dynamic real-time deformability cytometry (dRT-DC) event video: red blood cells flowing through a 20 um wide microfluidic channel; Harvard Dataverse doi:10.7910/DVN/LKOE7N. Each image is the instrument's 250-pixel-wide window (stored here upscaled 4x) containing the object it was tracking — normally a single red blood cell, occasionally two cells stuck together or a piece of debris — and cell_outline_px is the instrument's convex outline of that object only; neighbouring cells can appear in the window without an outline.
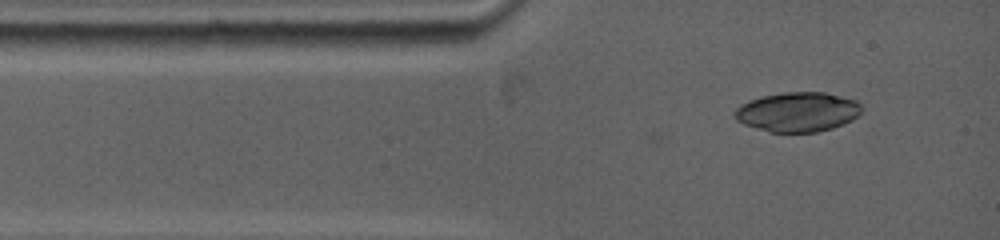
{"species": "common noctule bat (a hibernating species)", "species_latin": "Nyctalus noctula", "temperature_condition": "warm", "stored_images_in_passage": 28, "camera_frame_rate_fps": 5000, "um_per_image_px": 0.085, "animal": {"sex": "female", "body_mass_g": 19.0, "forearm_length_mm": 53.3}, "frame": {"image": 1, "passage_image": 1, "time_ms": 0.0, "image_size_px": [1000, 240], "cell_outline_px": [[860, 112], [852, 120], [844, 124], [832, 128], [816, 132], [768, 132], [744, 124], [736, 120], [736, 108], [740, 104], [748, 100], [760, 96], [784, 92], [824, 92], [856, 100], [860, 104]], "centroid_in_image_um": [67.78, 9.51], "position_along_channel_um": 17.2, "area_um2": 29.25}}
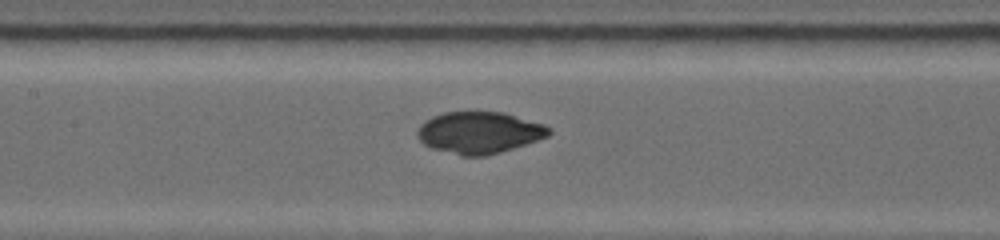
{"frame": {"image": 2, "passage_image": 16, "time_ms": 4.4, "image_size_px": [1000, 240], "cell_outline_px": [[552, 132], [548, 136], [488, 156], [460, 156], [432, 148], [424, 144], [416, 136], [416, 132], [420, 124], [424, 120], [432, 116], [444, 112], [504, 112], [544, 124], [552, 128]], "centroid_in_image_um": [40.71, 11.27], "position_along_channel_um": 166.7, "area_um2": 32.14}}
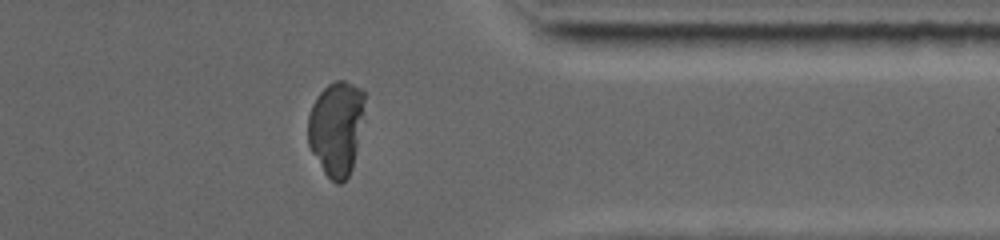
{"frame": {"image": 3, "passage_image": 28, "time_ms": 10.2, "image_size_px": [1000, 240], "cell_outline_px": [[364, 96], [356, 148], [352, 168], [348, 176], [340, 184], [336, 184], [324, 172], [312, 152], [308, 144], [308, 116], [312, 104], [320, 92], [328, 84], [336, 80], [344, 80], [364, 88]], "centroid_in_image_um": [28.55, 10.86], "position_along_channel_um": 382.8, "area_um2": 30.63}}